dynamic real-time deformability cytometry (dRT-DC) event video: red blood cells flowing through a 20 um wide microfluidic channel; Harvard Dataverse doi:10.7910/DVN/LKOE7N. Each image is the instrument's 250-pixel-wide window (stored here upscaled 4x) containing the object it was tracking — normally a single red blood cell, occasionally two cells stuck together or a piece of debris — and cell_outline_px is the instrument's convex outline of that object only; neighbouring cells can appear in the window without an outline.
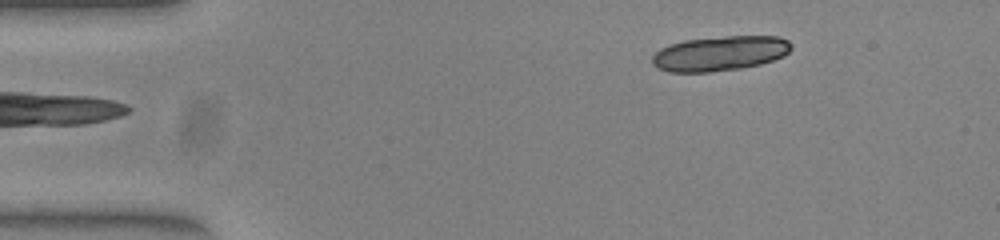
{"species": "common noctule bat (a hibernating species)", "species_latin": "Nyctalus noctula", "temperature_condition": "warm", "stored_images_in_passage": 7, "camera_frame_rate_fps": 3000, "um_per_image_px": 0.085, "animal": {"sex": "female", "body_mass_g": 23.0, "forearm_length_mm": 53.4}, "frame": {"image": 1, "passage_image": 1, "time_ms": 0.0, "image_size_px": [1000, 240], "cell_outline_px": [[792, 48], [784, 56], [760, 64], [740, 68], [708, 72], [668, 72], [656, 68], [652, 64], [652, 56], [660, 48], [684, 40], [724, 36], [780, 36], [788, 40], [792, 44]], "centroid_in_image_um": [61.19, 4.54], "position_along_channel_um": 23.8, "area_um2": 28.32}}